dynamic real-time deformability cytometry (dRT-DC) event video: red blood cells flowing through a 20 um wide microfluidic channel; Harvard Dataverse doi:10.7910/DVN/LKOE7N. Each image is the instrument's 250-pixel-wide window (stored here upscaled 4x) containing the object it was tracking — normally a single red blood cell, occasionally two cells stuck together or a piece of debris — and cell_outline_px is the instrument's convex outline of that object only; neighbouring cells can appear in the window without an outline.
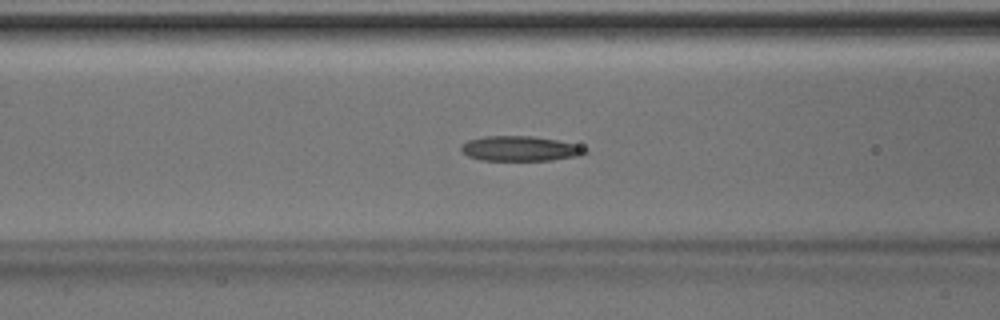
{"species": "Egyptian fruit bat (a non-hibernating species)", "species_latin": "Rousettus aegyptiacus", "temperature_condition": "room temperature", "stored_images_in_passage": 35, "camera_frame_rate_fps": 3000, "um_per_image_px": 0.085, "animal": {"sex": "male"}, "frame": {"image": 1, "passage_image": 5, "time_ms": 1.333, "image_size_px": [1000, 320], "cell_outline_px": [[588, 152], [580, 156], [552, 160], [480, 160], [468, 156], [460, 152], [460, 144], [468, 140], [484, 136], [532, 136], [556, 140], [588, 148]], "centroid_in_image_um": [44.17, 12.63], "position_along_channel_um": 122.4, "area_um2": 18.15}}
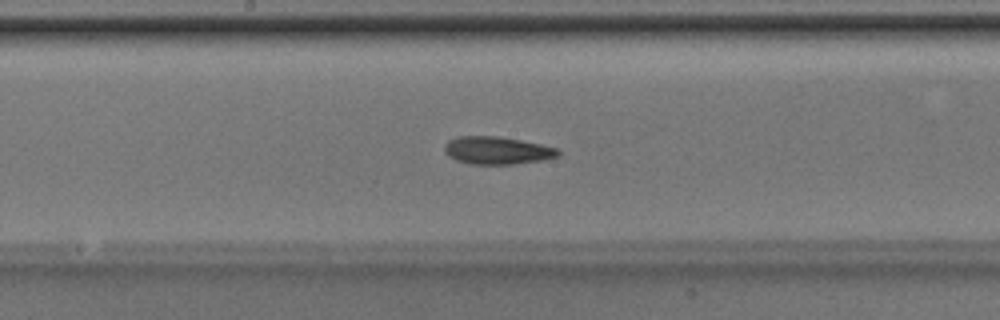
{"frame": {"image": 2, "passage_image": 11, "time_ms": 3.333, "image_size_px": [1000, 320], "cell_outline_px": [[560, 152], [556, 156], [544, 160], [512, 164], [468, 164], [456, 160], [448, 156], [444, 152], [444, 144], [448, 140], [460, 136], [496, 136], [520, 140], [540, 144], [556, 148]], "centroid_in_image_um": [42.2, 12.79], "position_along_channel_um": 206.0, "area_um2": 18.26}}
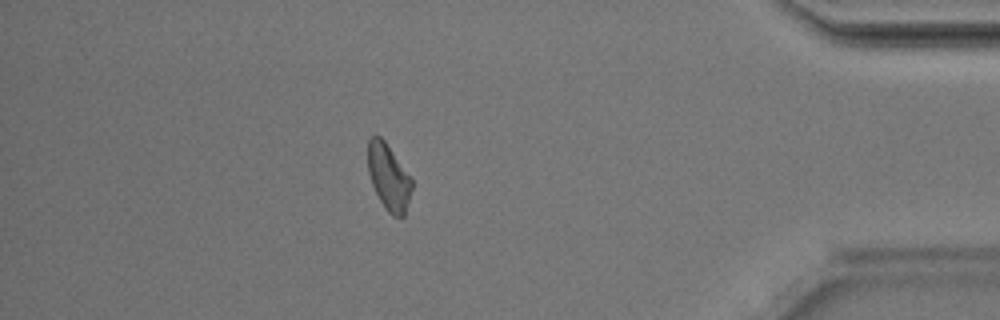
{"frame": {"image": 3, "passage_image": 28, "time_ms": 9.0, "image_size_px": [1000, 320], "cell_outline_px": [[412, 188], [404, 216], [392, 216], [388, 212], [380, 200], [372, 184], [368, 172], [368, 140], [372, 136], [380, 136], [384, 140], [412, 180]], "centroid_in_image_um": [33.02, 15.06], "position_along_channel_um": 402.2, "area_um2": 16.53}, "authors_computed_cell_mechanics": {"area_um2": 17.5712, "velocity_mm_per_s": 4.1762, "shape_relaxation_time_tau1_ms": 4.0248, "shape_relaxation_time_tau2_ms": 6.3484, "deformation_change_tau1": 0.1162, "deformation_change_tau2": 0.1365}}